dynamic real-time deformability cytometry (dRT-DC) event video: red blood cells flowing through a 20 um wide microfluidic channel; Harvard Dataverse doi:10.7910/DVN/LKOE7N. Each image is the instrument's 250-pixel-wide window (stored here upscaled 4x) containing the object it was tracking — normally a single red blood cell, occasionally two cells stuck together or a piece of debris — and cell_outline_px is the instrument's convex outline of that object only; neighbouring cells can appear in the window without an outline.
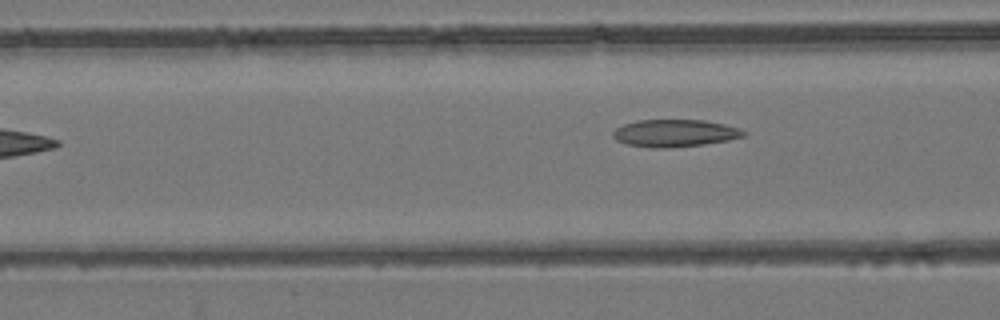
{"species": "common noctule bat (a hibernating species)", "species_latin": "Nyctalus noctula", "temperature_condition": "room temperature", "stored_images_in_passage": 6, "camera_frame_rate_fps": 3000, "um_per_image_px": 0.085, "animal": {"sex": "female", "body_mass_g": 24.6, "forearm_length_mm": 56.2}, "frame": {"image": 1, "passage_image": 6, "time_ms": 7.333, "image_size_px": [1000, 320], "cell_outline_px": [[748, 132], [744, 136], [728, 140], [704, 144], [664, 148], [648, 148], [628, 144], [616, 140], [612, 136], [612, 132], [616, 128], [624, 124], [640, 120], [704, 120], [724, 124], [740, 128]], "centroid_in_image_um": [57.36, 11.32], "position_along_channel_um": 109.2, "area_um2": 20.81}}